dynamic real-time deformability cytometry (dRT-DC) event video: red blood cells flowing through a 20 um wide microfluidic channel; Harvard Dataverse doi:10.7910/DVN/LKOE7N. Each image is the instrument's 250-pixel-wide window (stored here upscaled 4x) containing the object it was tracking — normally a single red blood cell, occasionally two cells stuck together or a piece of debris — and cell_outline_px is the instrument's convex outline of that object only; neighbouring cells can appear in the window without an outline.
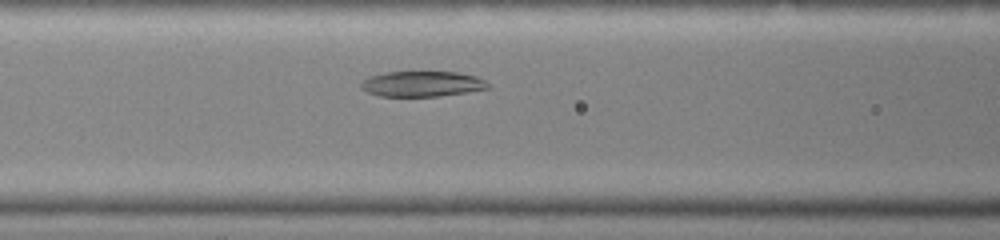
{"species": "common noctule bat (a hibernating species)", "species_latin": "Nyctalus noctula", "temperature_condition": "warm", "stored_images_in_passage": 28, "camera_frame_rate_fps": 3000, "um_per_image_px": 0.085, "animal": {"sex": "female", "body_mass_g": 19.0, "forearm_length_mm": 51.5}, "frame": {"image": 1, "passage_image": 10, "time_ms": 3.0, "image_size_px": [1000, 240], "cell_outline_px": [[488, 88], [464, 92], [436, 96], [380, 96], [368, 92], [360, 88], [360, 84], [368, 76], [388, 72], [456, 72], [476, 76], [484, 80], [488, 84]], "centroid_in_image_um": [35.83, 7.12], "position_along_channel_um": 130.8, "area_um2": 18.55}}
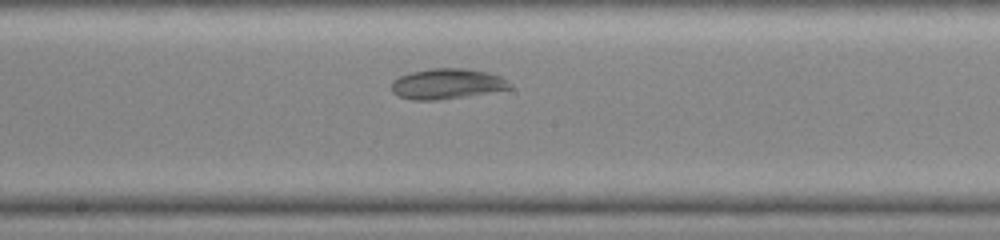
{"frame": {"image": 2, "passage_image": 15, "time_ms": 4.667, "image_size_px": [1000, 240], "cell_outline_px": [[512, 88], [440, 100], [412, 100], [396, 96], [392, 92], [392, 84], [400, 76], [412, 72], [432, 68], [464, 68], [488, 72], [500, 76], [508, 80], [512, 84]], "centroid_in_image_um": [38.0, 7.13], "position_along_channel_um": 210.2, "area_um2": 20.87}}
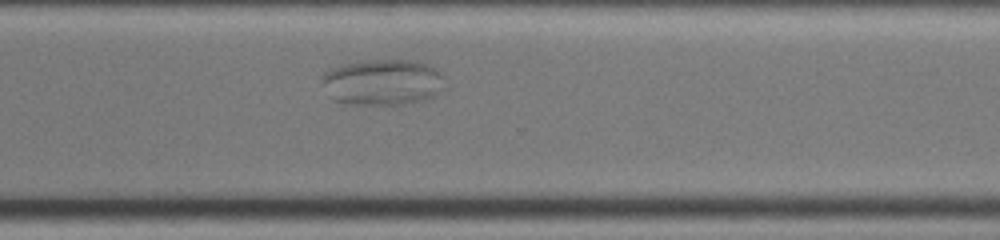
{"frame": {"image": 3, "passage_image": 23, "time_ms": 7.333, "image_size_px": [1000, 240], "cell_outline_px": [[444, 76], [440, 92], [436, 96], [424, 100], [400, 104], [344, 104], [332, 100], [320, 84], [320, 76], [324, 72], [332, 68], [344, 64], [364, 60], [408, 60], [428, 64], [436, 68]], "centroid_in_image_um": [32.46, 6.99], "position_along_channel_um": 338.1, "area_um2": 33.35}}